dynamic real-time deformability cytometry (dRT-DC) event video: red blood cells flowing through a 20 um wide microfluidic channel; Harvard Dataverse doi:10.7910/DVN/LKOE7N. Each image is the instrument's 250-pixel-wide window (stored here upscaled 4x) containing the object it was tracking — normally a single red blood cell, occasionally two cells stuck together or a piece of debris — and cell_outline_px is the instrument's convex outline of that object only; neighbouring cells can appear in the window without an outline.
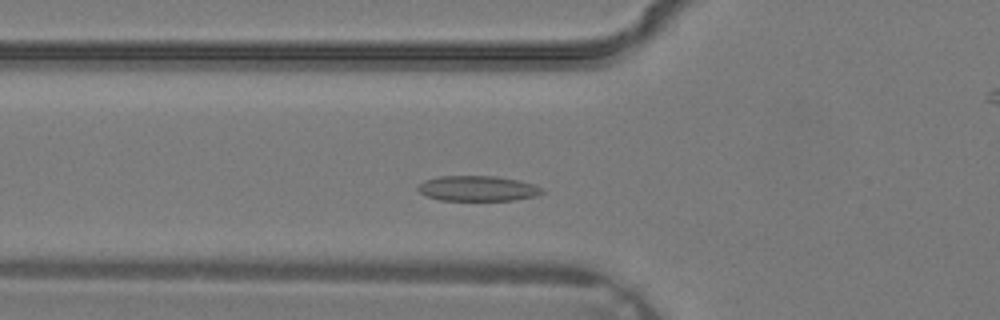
{"species": "common noctule bat (a hibernating species)", "species_latin": "Nyctalus noctula", "temperature_condition": "warm", "stored_images_in_passage": 26, "camera_frame_rate_fps": 3000, "um_per_image_px": 0.085, "animal": {"sex": "male", "body_mass_g": 19.2, "forearm_length_mm": 51.8}, "frame": {"image": 1, "passage_image": 2, "time_ms": 0.333, "image_size_px": [1000, 320], "cell_outline_px": [[544, 192], [536, 196], [512, 200], [440, 200], [428, 196], [420, 192], [416, 188], [424, 180], [440, 176], [496, 176], [520, 180], [532, 184], [540, 188]], "centroid_in_image_um": [40.59, 16.01], "position_along_channel_um": 85.2, "area_um2": 18.15}}
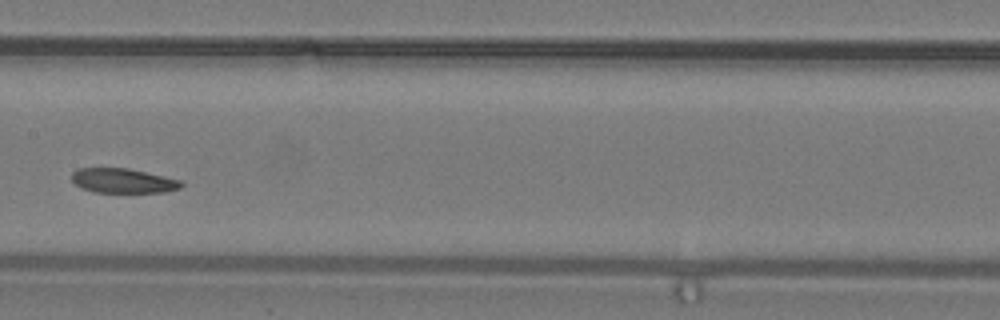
{"frame": {"image": 2, "passage_image": 8, "time_ms": 2.333, "image_size_px": [1000, 320], "cell_outline_px": [[184, 184], [180, 188], [164, 192], [96, 192], [84, 188], [76, 184], [72, 180], [72, 172], [76, 168], [128, 168], [148, 172], [180, 180]], "centroid_in_image_um": [10.47, 15.35], "position_along_channel_um": 196.9, "area_um2": 15.61}}
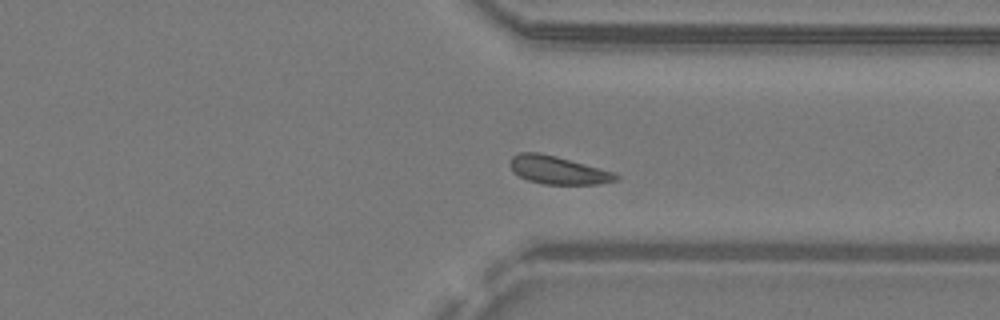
{"frame": {"image": 3, "passage_image": 17, "time_ms": 5.333, "image_size_px": [1000, 320], "cell_outline_px": [[620, 176], [616, 180], [600, 184], [544, 184], [528, 180], [512, 172], [508, 164], [508, 160], [512, 156], [520, 152], [540, 152], [556, 156], [616, 172]], "centroid_in_image_um": [47.4, 14.45], "position_along_channel_um": 364.0, "area_um2": 17.51}}